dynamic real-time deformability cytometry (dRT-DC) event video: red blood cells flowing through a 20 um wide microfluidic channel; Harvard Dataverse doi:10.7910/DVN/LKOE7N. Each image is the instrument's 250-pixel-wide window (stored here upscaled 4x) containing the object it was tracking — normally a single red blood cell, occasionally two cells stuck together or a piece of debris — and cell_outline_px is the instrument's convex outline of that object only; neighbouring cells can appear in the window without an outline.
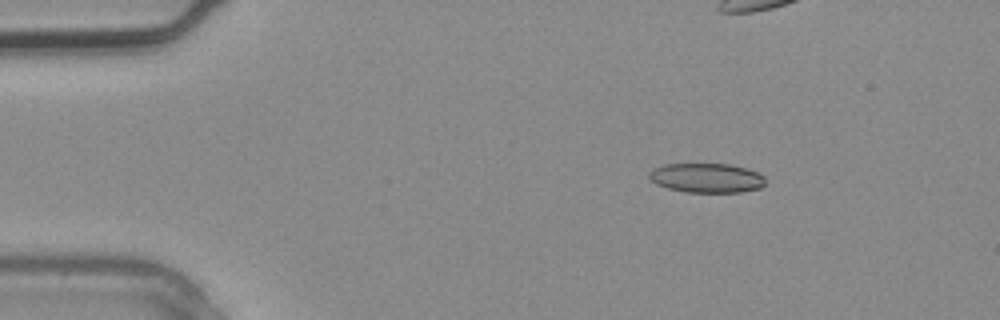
{"species": "common noctule bat (a hibernating species)", "species_latin": "Nyctalus noctula", "temperature_condition": "warm", "stored_images_in_passage": 3, "camera_frame_rate_fps": 3000, "um_per_image_px": 0.085, "animal": {"sex": "male", "body_mass_g": 20.4}, "frame": {"image": 1, "passage_image": 1, "time_ms": 0.0, "image_size_px": [1000, 320], "cell_outline_px": [[764, 184], [760, 188], [740, 192], [684, 192], [668, 188], [656, 184], [648, 176], [648, 172], [664, 164], [732, 164], [748, 168], [760, 172], [764, 176]], "centroid_in_image_um": [60.09, 15.12], "position_along_channel_um": 24.9, "area_um2": 20.06}}
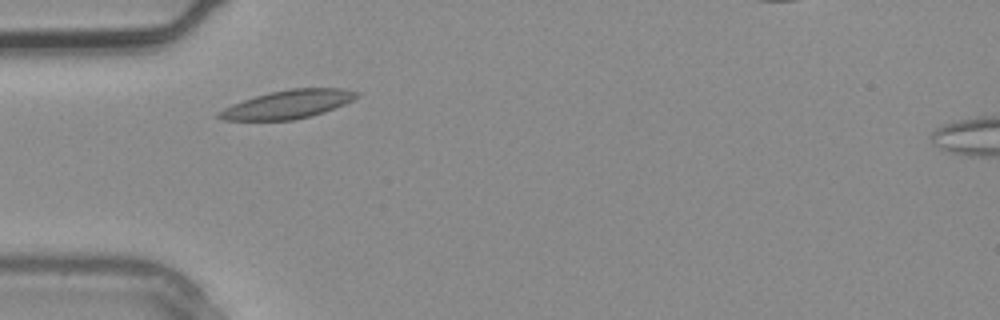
{"frame": {"image": 2, "passage_image": 3, "time_ms": 0.667, "image_size_px": [1000, 320], "cell_outline_px": [[360, 96], [344, 104], [324, 112], [292, 120], [220, 120], [216, 116], [216, 112], [232, 104], [256, 96], [288, 88], [344, 88], [360, 92]], "centroid_in_image_um": [24.47, 8.86], "position_along_channel_um": 60.5, "area_um2": 22.72}}